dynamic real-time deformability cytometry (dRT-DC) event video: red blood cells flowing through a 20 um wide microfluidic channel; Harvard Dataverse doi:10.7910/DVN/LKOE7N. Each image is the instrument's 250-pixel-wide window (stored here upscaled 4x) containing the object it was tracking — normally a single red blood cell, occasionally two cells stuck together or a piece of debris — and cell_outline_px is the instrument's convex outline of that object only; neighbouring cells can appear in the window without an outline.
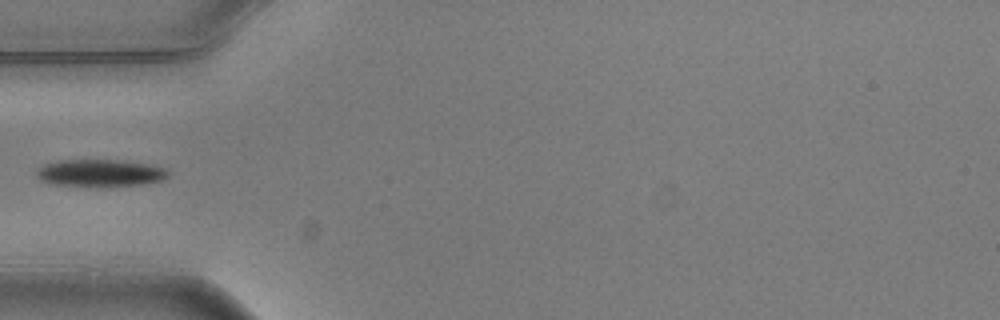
{"species": "common noctule bat (a hibernating species)", "species_latin": "Nyctalus noctula", "temperature_condition": "warm", "stored_images_in_passage": 5, "camera_frame_rate_fps": 3000, "um_per_image_px": 0.085, "animal": {"sex": "male", "body_mass_g": 20.5, "forearm_length_mm": 52.5}, "frame": {"image": 1, "passage_image": 5, "time_ms": 1.333, "image_size_px": [1000, 320], "cell_outline_px": [[172, 172], [168, 176], [160, 180], [140, 184], [48, 184], [40, 180], [36, 176], [36, 168], [44, 164], [60, 160], [124, 160], [152, 164], [168, 168]], "centroid_in_image_um": [8.53, 14.65], "position_along_channel_um": 76.5, "area_um2": 20.4}}